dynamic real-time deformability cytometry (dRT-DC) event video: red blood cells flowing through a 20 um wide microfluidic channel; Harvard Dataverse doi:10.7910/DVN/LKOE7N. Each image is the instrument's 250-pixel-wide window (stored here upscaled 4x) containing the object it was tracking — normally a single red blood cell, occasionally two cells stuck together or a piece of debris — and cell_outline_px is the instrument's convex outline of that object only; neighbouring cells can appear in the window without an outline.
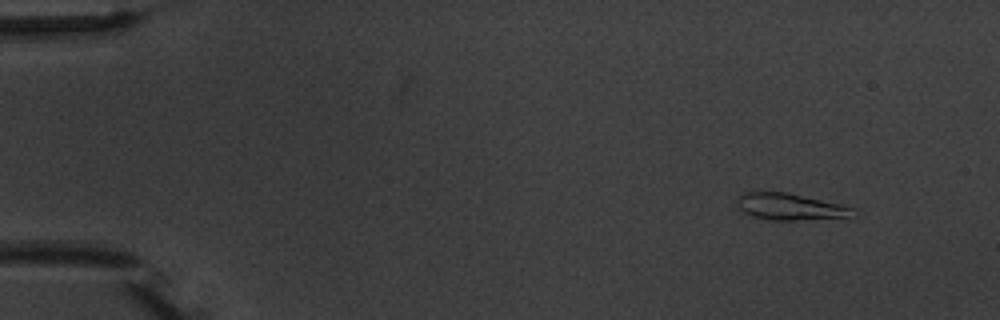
{"species": "common noctule bat (a hibernating species)", "species_latin": "Nyctalus noctula", "temperature_condition": "warm", "stored_images_in_passage": 4, "camera_frame_rate_fps": 3000, "um_per_image_px": 0.085, "animal": {"sex": "male", "body_mass_g": 20.1, "forearm_length_mm": 53.5}, "frame": {"image": 1, "passage_image": 2, "time_ms": 1.0, "image_size_px": [1000, 320], "cell_outline_px": [[856, 216], [796, 220], [768, 220], [752, 216], [744, 212], [740, 208], [736, 200], [736, 196], [744, 192], [788, 192], [840, 204], [856, 208]], "centroid_in_image_um": [67.17, 17.57], "position_along_channel_um": 17.8, "area_um2": 18.09}}